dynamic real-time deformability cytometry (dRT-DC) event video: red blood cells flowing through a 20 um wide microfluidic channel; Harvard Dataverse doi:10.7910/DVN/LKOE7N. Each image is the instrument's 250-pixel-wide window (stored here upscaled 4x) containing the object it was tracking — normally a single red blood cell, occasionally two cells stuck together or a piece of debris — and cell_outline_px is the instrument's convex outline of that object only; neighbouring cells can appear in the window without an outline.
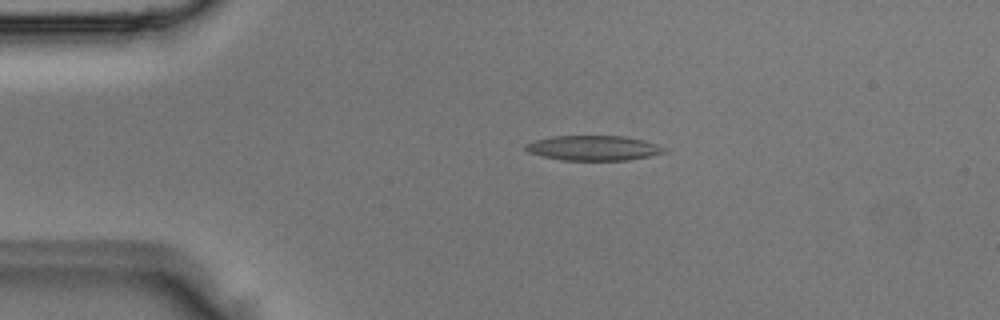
{"species": "Egyptian fruit bat (a non-hibernating species)", "species_latin": "Rousettus aegyptiacus", "temperature_condition": "room temperature", "stored_images_in_passage": 3, "camera_frame_rate_fps": 3000, "um_per_image_px": 0.085, "animal": {"sex": "male"}, "frame": {"image": 1, "passage_image": 2, "time_ms": 0.333, "image_size_px": [1000, 320], "cell_outline_px": [[664, 152], [648, 156], [628, 160], [564, 160], [544, 156], [528, 152], [524, 148], [524, 144], [536, 140], [552, 136], [624, 136], [644, 140], [656, 144], [664, 148]], "centroid_in_image_um": [50.41, 12.57], "position_along_channel_um": 34.6, "area_um2": 19.88}}